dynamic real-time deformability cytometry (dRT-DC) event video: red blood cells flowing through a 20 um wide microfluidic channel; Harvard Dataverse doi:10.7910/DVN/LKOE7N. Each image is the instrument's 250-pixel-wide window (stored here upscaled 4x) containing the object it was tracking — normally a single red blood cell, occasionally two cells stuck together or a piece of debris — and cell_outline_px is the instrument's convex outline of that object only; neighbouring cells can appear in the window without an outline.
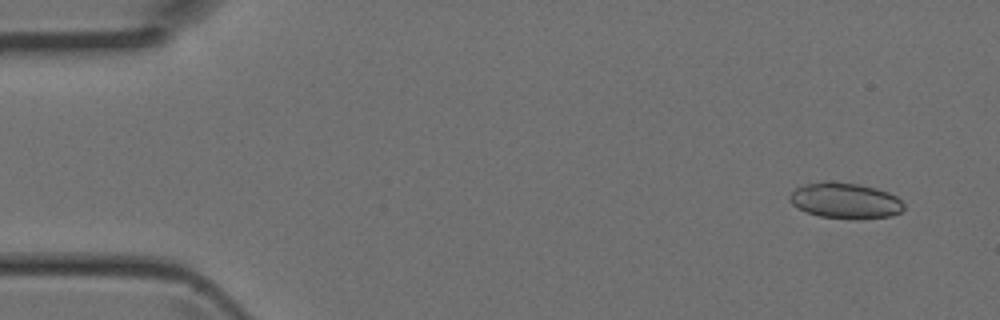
{"species": "Egyptian fruit bat (a non-hibernating species)", "species_latin": "Rousettus aegyptiacus", "temperature_condition": "room temperature", "stored_images_in_passage": 5, "camera_frame_rate_fps": 3000, "um_per_image_px": 0.085, "animal": {"sex": "female"}, "frame": {"image": 1, "passage_image": 1, "time_ms": 0.0, "image_size_px": [1000, 320], "cell_outline_px": [[904, 208], [900, 212], [892, 216], [820, 216], [808, 212], [792, 204], [788, 200], [788, 196], [796, 188], [804, 184], [824, 180], [828, 180], [860, 184], [876, 188], [888, 192], [896, 196], [904, 204]], "centroid_in_image_um": [71.81, 16.98], "position_along_channel_um": 13.2, "area_um2": 23.06}}
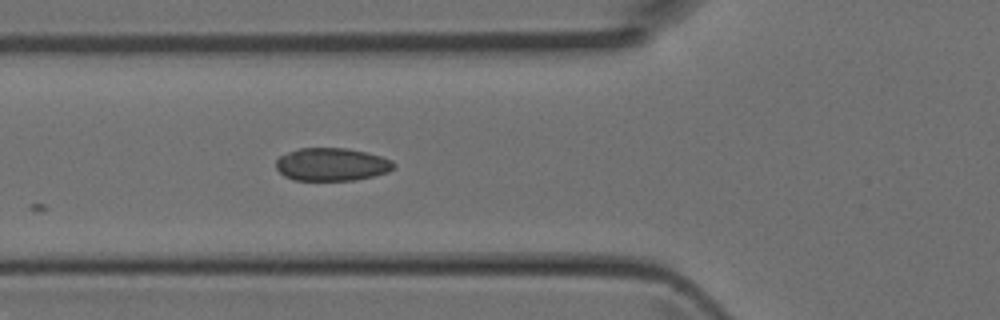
{"frame": {"image": 2, "passage_image": 5, "time_ms": 1.333, "image_size_px": [1000, 320], "cell_outline_px": [[396, 164], [388, 172], [356, 180], [292, 180], [284, 176], [276, 168], [276, 160], [280, 156], [288, 152], [300, 148], [348, 148], [368, 152], [392, 160]], "centroid_in_image_um": [28.19, 13.97], "position_along_channel_um": 97.6, "area_um2": 22.66}}